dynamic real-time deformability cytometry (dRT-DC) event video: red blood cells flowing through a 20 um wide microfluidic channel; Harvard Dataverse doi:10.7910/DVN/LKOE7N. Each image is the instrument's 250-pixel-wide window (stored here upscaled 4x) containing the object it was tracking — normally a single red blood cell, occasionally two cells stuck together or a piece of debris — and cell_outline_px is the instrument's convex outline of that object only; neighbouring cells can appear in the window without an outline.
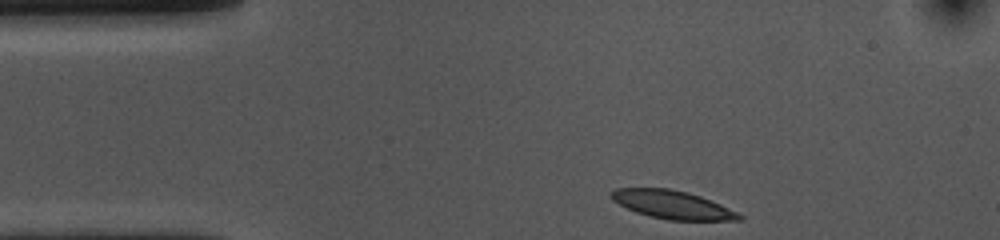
{"species": "common noctule bat (a hibernating species)", "species_latin": "Nyctalus noctula", "temperature_condition": "cold", "stored_images_in_passage": 35, "camera_frame_rate_fps": 3000, "um_per_image_px": 0.085, "animal": {"sex": "female", "body_mass_g": 10.0, "forearm_length_mm": 53.1}, "frame": {"image": 1, "passage_image": 1, "time_ms": 0.0, "image_size_px": [1000, 240], "cell_outline_px": [[744, 220], [668, 220], [648, 216], [636, 212], [612, 200], [608, 196], [616, 188], [668, 188], [688, 192], [700, 196], [740, 212], [744, 216]], "centroid_in_image_um": [57.19, 17.4], "position_along_channel_um": 27.8, "area_um2": 21.15}}
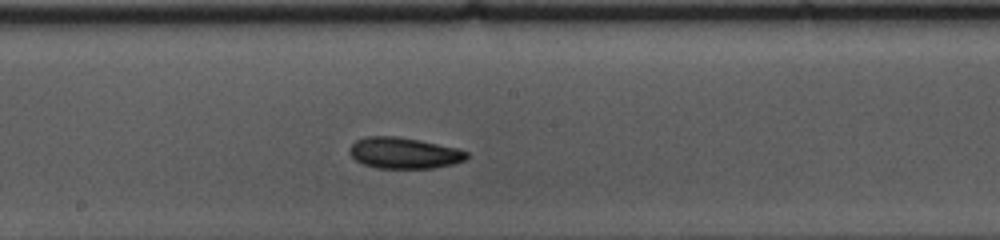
{"frame": {"image": 2, "passage_image": 20, "time_ms": 6.333, "image_size_px": [1000, 240], "cell_outline_px": [[468, 156], [464, 160], [452, 164], [432, 168], [376, 168], [364, 164], [356, 160], [348, 152], [348, 148], [356, 140], [364, 136], [396, 136], [420, 140], [456, 148], [468, 152]], "centroid_in_image_um": [34.3, 13.0], "position_along_channel_um": 213.9, "area_um2": 21.21}}
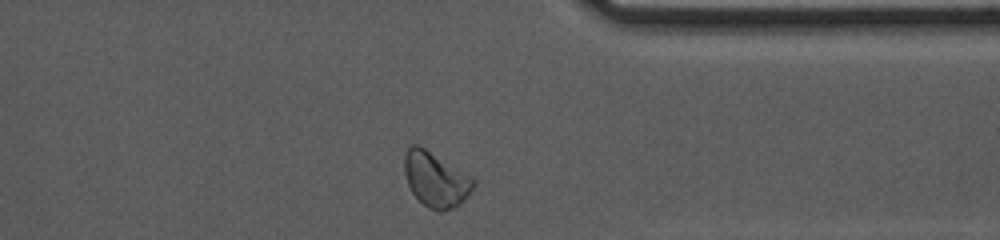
{"frame": {"image": 3, "passage_image": 34, "time_ms": 11.0, "image_size_px": [1000, 240], "cell_outline_px": [[476, 184], [456, 204], [440, 212], [436, 212], [428, 208], [412, 192], [408, 184], [404, 172], [404, 152], [412, 144], [420, 144], [472, 176], [476, 180]], "centroid_in_image_um": [36.99, 15.18], "position_along_channel_um": 374.4, "area_um2": 21.91}, "authors_computed_cell_mechanics": {"area_um2": 21.097, "velocity_mm_per_s": 3.611, "shape_relaxation_time_tau1_ms": 2.4765, "shape_relaxation_time_tau2_ms": 3.2694, "deformation_change_tau1": 0.1217, "deformation_change_tau2": 0.084}}